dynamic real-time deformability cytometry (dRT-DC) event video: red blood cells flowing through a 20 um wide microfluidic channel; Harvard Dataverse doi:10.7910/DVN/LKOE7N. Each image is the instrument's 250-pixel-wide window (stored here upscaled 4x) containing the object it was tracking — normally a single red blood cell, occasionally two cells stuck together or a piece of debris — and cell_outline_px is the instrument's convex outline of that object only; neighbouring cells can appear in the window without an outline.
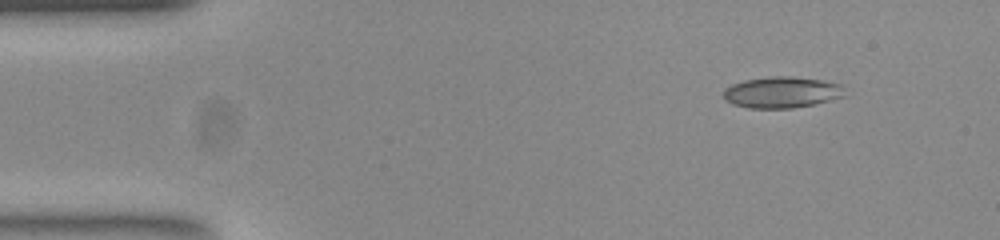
{"species": "common noctule bat (a hibernating species)", "species_latin": "Nyctalus noctula", "temperature_condition": "room temperature", "stored_images_in_passage": 48, "camera_frame_rate_fps": 3000, "um_per_image_px": 0.085, "animal": {"sex": "female", "body_mass_g": 23.0, "forearm_length_mm": 53.4}, "frame": {"image": 1, "passage_image": 1, "time_ms": 0.0, "image_size_px": [1000, 240], "cell_outline_px": [[844, 96], [812, 104], [792, 108], [748, 108], [732, 104], [724, 100], [724, 88], [732, 84], [744, 80], [772, 76], [788, 76], [820, 80], [840, 84]], "centroid_in_image_um": [66.37, 7.85], "position_along_channel_um": 18.6, "area_um2": 21.79}}
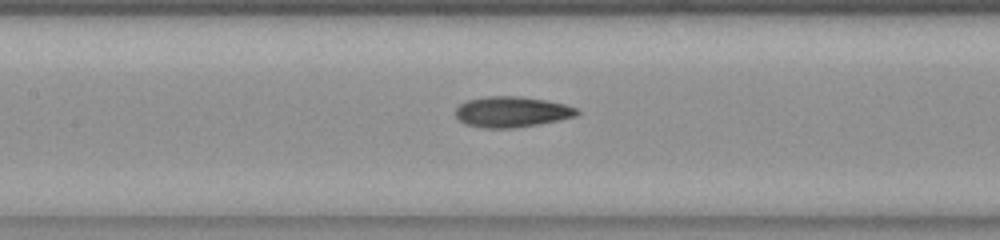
{"frame": {"image": 2, "passage_image": 19, "time_ms": 6.0, "image_size_px": [1000, 240], "cell_outline_px": [[580, 112], [576, 116], [516, 128], [484, 128], [464, 124], [456, 116], [456, 108], [460, 104], [468, 100], [488, 96], [516, 96], [544, 100], [564, 104], [576, 108]], "centroid_in_image_um": [43.47, 9.51], "position_along_channel_um": 163.9, "area_um2": 21.44}}
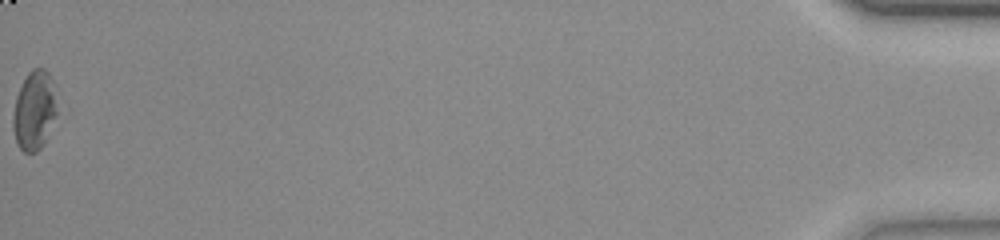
{"frame": {"image": 3, "passage_image": 48, "time_ms": 15.667, "image_size_px": [1000, 240], "cell_outline_px": [[56, 116], [40, 148], [36, 152], [24, 152], [16, 144], [12, 128], [12, 116], [16, 96], [28, 72], [32, 68], [44, 68], [48, 72], [52, 80], [56, 112]], "centroid_in_image_um": [2.87, 9.39], "position_along_channel_um": 432.3, "area_um2": 20.0}, "authors_computed_cell_mechanics": {"area_um2": 21.2126, "velocity_mm_per_s": 3.8804, "shape_relaxation_time_tau1_ms": 10.4537, "shape_relaxation_time_tau2_ms": 3.6142, "deformation_change_tau1": 0.2199, "deformation_change_tau2": 0.1124}}